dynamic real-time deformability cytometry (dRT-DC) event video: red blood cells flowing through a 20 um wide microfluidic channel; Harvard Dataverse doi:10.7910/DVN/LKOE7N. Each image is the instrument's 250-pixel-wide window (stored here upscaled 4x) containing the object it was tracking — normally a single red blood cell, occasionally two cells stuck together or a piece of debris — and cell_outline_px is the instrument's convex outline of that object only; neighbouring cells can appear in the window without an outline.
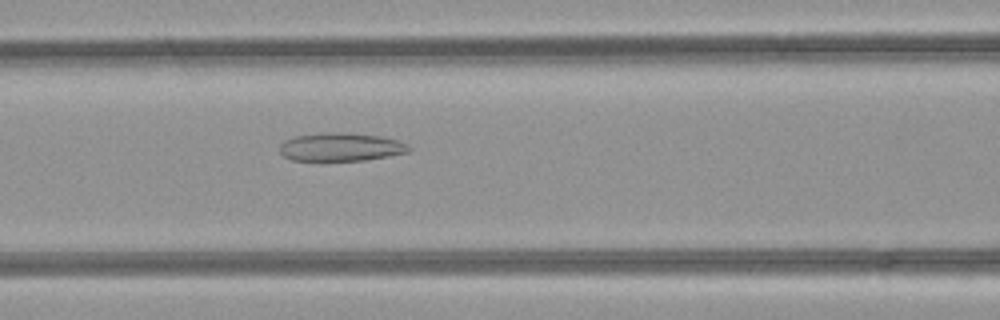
{"species": "common noctule bat (a hibernating species)", "species_latin": "Nyctalus noctula", "temperature_condition": "room temperature", "stored_images_in_passage": 36, "camera_frame_rate_fps": 3000, "um_per_image_px": 0.085, "animal": {"sex": "female", "body_mass_g": 21.9}, "frame": {"image": 1, "passage_image": 8, "time_ms": 2.333, "image_size_px": [1000, 320], "cell_outline_px": [[412, 148], [408, 152], [368, 160], [292, 160], [284, 156], [280, 152], [280, 144], [284, 140], [296, 136], [332, 132], [380, 136], [400, 140], [408, 144]], "centroid_in_image_um": [29.01, 12.5], "position_along_channel_um": 137.6, "area_um2": 21.1}}
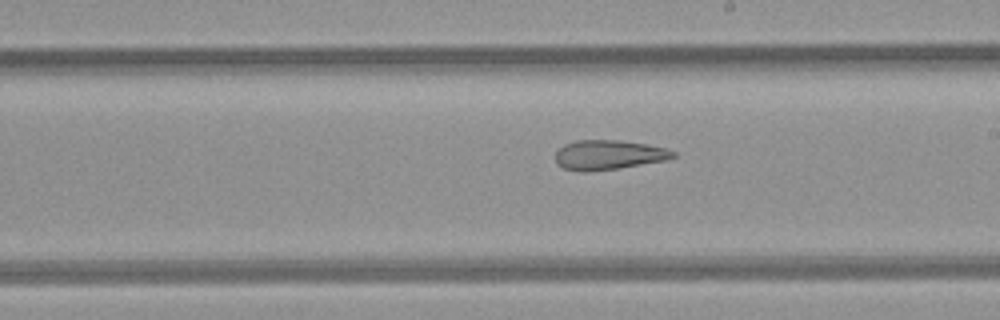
{"frame": {"image": 2, "passage_image": 15, "time_ms": 4.667, "image_size_px": [1000, 320], "cell_outline_px": [[676, 156], [664, 160], [616, 168], [588, 172], [580, 172], [564, 168], [556, 164], [556, 152], [564, 144], [576, 140], [616, 140], [644, 144], [664, 148], [676, 152]], "centroid_in_image_um": [51.66, 13.16], "position_along_channel_um": 237.3, "area_um2": 20.0}}
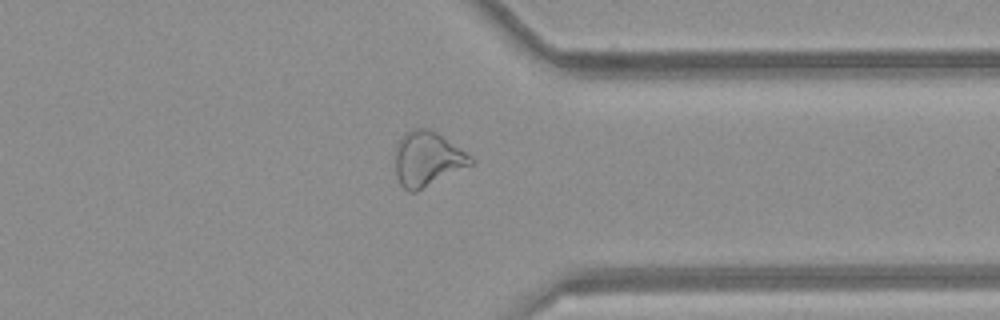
{"frame": {"image": 3, "passage_image": 25, "time_ms": 8.0, "image_size_px": [1000, 320], "cell_outline_px": [[476, 164], [416, 192], [408, 192], [400, 184], [396, 176], [396, 144], [400, 136], [404, 132], [416, 128], [428, 128], [436, 132], [472, 156], [476, 160]], "centroid_in_image_um": [36.36, 13.52], "position_along_channel_um": 375.0, "area_um2": 24.51}, "authors_computed_cell_mechanics": {"area_um2": 23.2356, "velocity_mm_per_s": 4.2722, "shape_relaxation_time_tau1_ms": null, "shape_relaxation_time_tau2_ms": 4.3976, "deformation_change_tau1": null, "deformation_change_tau2": 0.1415}}